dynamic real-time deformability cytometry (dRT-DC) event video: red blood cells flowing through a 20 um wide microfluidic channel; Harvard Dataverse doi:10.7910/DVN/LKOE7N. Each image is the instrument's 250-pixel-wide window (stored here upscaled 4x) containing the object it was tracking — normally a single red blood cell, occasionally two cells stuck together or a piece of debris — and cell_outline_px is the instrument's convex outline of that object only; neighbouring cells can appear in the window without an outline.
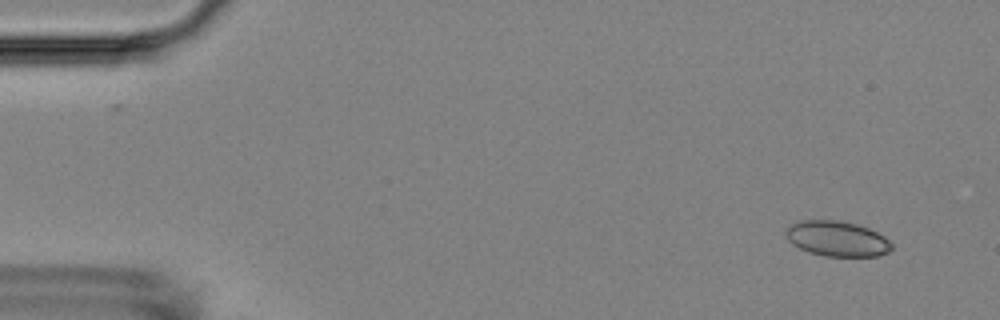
{"species": "Egyptian fruit bat (a non-hibernating species)", "species_latin": "Rousettus aegyptiacus", "temperature_condition": "room temperature", "stored_images_in_passage": 6, "camera_frame_rate_fps": 3000, "um_per_image_px": 0.085, "animal": {"sex": "female"}, "frame": {"image": 1, "passage_image": 2, "time_ms": 1.0, "image_size_px": [1000, 320], "cell_outline_px": [[892, 248], [888, 252], [880, 256], [824, 256], [808, 252], [792, 244], [788, 240], [784, 232], [784, 228], [800, 220], [840, 220], [856, 224], [868, 228], [884, 236], [892, 244]], "centroid_in_image_um": [71.12, 20.28], "position_along_channel_um": 13.9, "area_um2": 21.91}}